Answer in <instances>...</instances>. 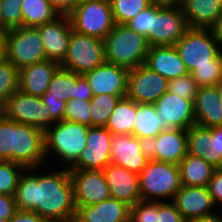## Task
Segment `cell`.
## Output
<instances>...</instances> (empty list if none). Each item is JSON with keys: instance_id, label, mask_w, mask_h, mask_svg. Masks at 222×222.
Here are the masks:
<instances>
[{"instance_id": "obj_1", "label": "cell", "mask_w": 222, "mask_h": 222, "mask_svg": "<svg viewBox=\"0 0 222 222\" xmlns=\"http://www.w3.org/2000/svg\"><path fill=\"white\" fill-rule=\"evenodd\" d=\"M37 170L29 168L20 175L15 194L17 209L34 211L47 221L75 219L77 208L69 169L43 175L31 173ZM28 171L30 175L25 174Z\"/></svg>"}, {"instance_id": "obj_2", "label": "cell", "mask_w": 222, "mask_h": 222, "mask_svg": "<svg viewBox=\"0 0 222 222\" xmlns=\"http://www.w3.org/2000/svg\"><path fill=\"white\" fill-rule=\"evenodd\" d=\"M105 60L128 70L143 65L149 51L147 38L124 24H116L104 39Z\"/></svg>"}, {"instance_id": "obj_3", "label": "cell", "mask_w": 222, "mask_h": 222, "mask_svg": "<svg viewBox=\"0 0 222 222\" xmlns=\"http://www.w3.org/2000/svg\"><path fill=\"white\" fill-rule=\"evenodd\" d=\"M138 175L143 201L166 202V198L172 201L182 186L177 164L149 159Z\"/></svg>"}, {"instance_id": "obj_4", "label": "cell", "mask_w": 222, "mask_h": 222, "mask_svg": "<svg viewBox=\"0 0 222 222\" xmlns=\"http://www.w3.org/2000/svg\"><path fill=\"white\" fill-rule=\"evenodd\" d=\"M44 131L45 155L53 151L69 168L86 147V137L89 127L69 121H59ZM50 152V153H49Z\"/></svg>"}, {"instance_id": "obj_5", "label": "cell", "mask_w": 222, "mask_h": 222, "mask_svg": "<svg viewBox=\"0 0 222 222\" xmlns=\"http://www.w3.org/2000/svg\"><path fill=\"white\" fill-rule=\"evenodd\" d=\"M174 46L189 73L199 66L214 65V58L222 49L210 29L200 28H188Z\"/></svg>"}, {"instance_id": "obj_6", "label": "cell", "mask_w": 222, "mask_h": 222, "mask_svg": "<svg viewBox=\"0 0 222 222\" xmlns=\"http://www.w3.org/2000/svg\"><path fill=\"white\" fill-rule=\"evenodd\" d=\"M69 18L75 32L105 39L116 25L110 0H94L76 5Z\"/></svg>"}, {"instance_id": "obj_7", "label": "cell", "mask_w": 222, "mask_h": 222, "mask_svg": "<svg viewBox=\"0 0 222 222\" xmlns=\"http://www.w3.org/2000/svg\"><path fill=\"white\" fill-rule=\"evenodd\" d=\"M4 35L7 59L18 70L47 60L44 44L37 28L20 26L9 29Z\"/></svg>"}, {"instance_id": "obj_8", "label": "cell", "mask_w": 222, "mask_h": 222, "mask_svg": "<svg viewBox=\"0 0 222 222\" xmlns=\"http://www.w3.org/2000/svg\"><path fill=\"white\" fill-rule=\"evenodd\" d=\"M105 61L104 40L72 30L66 56L60 68L83 75Z\"/></svg>"}, {"instance_id": "obj_9", "label": "cell", "mask_w": 222, "mask_h": 222, "mask_svg": "<svg viewBox=\"0 0 222 222\" xmlns=\"http://www.w3.org/2000/svg\"><path fill=\"white\" fill-rule=\"evenodd\" d=\"M180 5L153 3L152 34L147 38L149 46H170L179 41L188 29Z\"/></svg>"}, {"instance_id": "obj_10", "label": "cell", "mask_w": 222, "mask_h": 222, "mask_svg": "<svg viewBox=\"0 0 222 222\" xmlns=\"http://www.w3.org/2000/svg\"><path fill=\"white\" fill-rule=\"evenodd\" d=\"M4 109L6 118L44 131L56 123L41 97L26 94L19 89L6 100Z\"/></svg>"}, {"instance_id": "obj_11", "label": "cell", "mask_w": 222, "mask_h": 222, "mask_svg": "<svg viewBox=\"0 0 222 222\" xmlns=\"http://www.w3.org/2000/svg\"><path fill=\"white\" fill-rule=\"evenodd\" d=\"M44 130L15 122L12 162L29 168H39L46 161Z\"/></svg>"}, {"instance_id": "obj_12", "label": "cell", "mask_w": 222, "mask_h": 222, "mask_svg": "<svg viewBox=\"0 0 222 222\" xmlns=\"http://www.w3.org/2000/svg\"><path fill=\"white\" fill-rule=\"evenodd\" d=\"M112 133L106 127H89L86 147L68 168L74 170H103L111 163Z\"/></svg>"}, {"instance_id": "obj_13", "label": "cell", "mask_w": 222, "mask_h": 222, "mask_svg": "<svg viewBox=\"0 0 222 222\" xmlns=\"http://www.w3.org/2000/svg\"><path fill=\"white\" fill-rule=\"evenodd\" d=\"M168 80L144 64L129 70L127 97L136 103L154 104L168 91Z\"/></svg>"}, {"instance_id": "obj_14", "label": "cell", "mask_w": 222, "mask_h": 222, "mask_svg": "<svg viewBox=\"0 0 222 222\" xmlns=\"http://www.w3.org/2000/svg\"><path fill=\"white\" fill-rule=\"evenodd\" d=\"M111 163L139 174L149 160L147 143L132 134H112Z\"/></svg>"}, {"instance_id": "obj_15", "label": "cell", "mask_w": 222, "mask_h": 222, "mask_svg": "<svg viewBox=\"0 0 222 222\" xmlns=\"http://www.w3.org/2000/svg\"><path fill=\"white\" fill-rule=\"evenodd\" d=\"M76 206H88L110 197L103 170L69 169Z\"/></svg>"}, {"instance_id": "obj_16", "label": "cell", "mask_w": 222, "mask_h": 222, "mask_svg": "<svg viewBox=\"0 0 222 222\" xmlns=\"http://www.w3.org/2000/svg\"><path fill=\"white\" fill-rule=\"evenodd\" d=\"M129 70L105 61L95 69L84 73L93 96L108 94L127 96Z\"/></svg>"}, {"instance_id": "obj_17", "label": "cell", "mask_w": 222, "mask_h": 222, "mask_svg": "<svg viewBox=\"0 0 222 222\" xmlns=\"http://www.w3.org/2000/svg\"><path fill=\"white\" fill-rule=\"evenodd\" d=\"M147 148L149 159L178 165L187 154V130L164 129L147 144Z\"/></svg>"}, {"instance_id": "obj_18", "label": "cell", "mask_w": 222, "mask_h": 222, "mask_svg": "<svg viewBox=\"0 0 222 222\" xmlns=\"http://www.w3.org/2000/svg\"><path fill=\"white\" fill-rule=\"evenodd\" d=\"M44 44L46 59L63 62L73 30L69 15H59L54 20L36 27Z\"/></svg>"}, {"instance_id": "obj_19", "label": "cell", "mask_w": 222, "mask_h": 222, "mask_svg": "<svg viewBox=\"0 0 222 222\" xmlns=\"http://www.w3.org/2000/svg\"><path fill=\"white\" fill-rule=\"evenodd\" d=\"M172 202L185 222H193L215 213V204L208 187L182 185Z\"/></svg>"}, {"instance_id": "obj_20", "label": "cell", "mask_w": 222, "mask_h": 222, "mask_svg": "<svg viewBox=\"0 0 222 222\" xmlns=\"http://www.w3.org/2000/svg\"><path fill=\"white\" fill-rule=\"evenodd\" d=\"M103 174L110 190V197L131 207L141 200L138 174L113 163L103 169Z\"/></svg>"}, {"instance_id": "obj_21", "label": "cell", "mask_w": 222, "mask_h": 222, "mask_svg": "<svg viewBox=\"0 0 222 222\" xmlns=\"http://www.w3.org/2000/svg\"><path fill=\"white\" fill-rule=\"evenodd\" d=\"M170 128L189 129L195 124L194 101L166 92L154 103Z\"/></svg>"}, {"instance_id": "obj_22", "label": "cell", "mask_w": 222, "mask_h": 222, "mask_svg": "<svg viewBox=\"0 0 222 222\" xmlns=\"http://www.w3.org/2000/svg\"><path fill=\"white\" fill-rule=\"evenodd\" d=\"M76 208V222H127L131 215V206L112 197Z\"/></svg>"}, {"instance_id": "obj_23", "label": "cell", "mask_w": 222, "mask_h": 222, "mask_svg": "<svg viewBox=\"0 0 222 222\" xmlns=\"http://www.w3.org/2000/svg\"><path fill=\"white\" fill-rule=\"evenodd\" d=\"M144 65L168 81L189 73L174 45L149 47Z\"/></svg>"}, {"instance_id": "obj_24", "label": "cell", "mask_w": 222, "mask_h": 222, "mask_svg": "<svg viewBox=\"0 0 222 222\" xmlns=\"http://www.w3.org/2000/svg\"><path fill=\"white\" fill-rule=\"evenodd\" d=\"M59 68L60 64L51 60L24 66L19 69L18 89L26 94L41 97Z\"/></svg>"}, {"instance_id": "obj_25", "label": "cell", "mask_w": 222, "mask_h": 222, "mask_svg": "<svg viewBox=\"0 0 222 222\" xmlns=\"http://www.w3.org/2000/svg\"><path fill=\"white\" fill-rule=\"evenodd\" d=\"M195 124L213 128L222 126V100L216 86L200 87L194 100Z\"/></svg>"}, {"instance_id": "obj_26", "label": "cell", "mask_w": 222, "mask_h": 222, "mask_svg": "<svg viewBox=\"0 0 222 222\" xmlns=\"http://www.w3.org/2000/svg\"><path fill=\"white\" fill-rule=\"evenodd\" d=\"M180 6L189 28L210 29L222 13L219 0H184Z\"/></svg>"}, {"instance_id": "obj_27", "label": "cell", "mask_w": 222, "mask_h": 222, "mask_svg": "<svg viewBox=\"0 0 222 222\" xmlns=\"http://www.w3.org/2000/svg\"><path fill=\"white\" fill-rule=\"evenodd\" d=\"M187 154L222 168V157H215L214 135L208 127L194 124L187 129Z\"/></svg>"}, {"instance_id": "obj_28", "label": "cell", "mask_w": 222, "mask_h": 222, "mask_svg": "<svg viewBox=\"0 0 222 222\" xmlns=\"http://www.w3.org/2000/svg\"><path fill=\"white\" fill-rule=\"evenodd\" d=\"M169 128L165 119L157 113L154 104L137 103V113L132 135L148 144L162 130Z\"/></svg>"}, {"instance_id": "obj_29", "label": "cell", "mask_w": 222, "mask_h": 222, "mask_svg": "<svg viewBox=\"0 0 222 222\" xmlns=\"http://www.w3.org/2000/svg\"><path fill=\"white\" fill-rule=\"evenodd\" d=\"M181 184L185 186L207 187L216 168L202 158L190 154L178 164Z\"/></svg>"}, {"instance_id": "obj_30", "label": "cell", "mask_w": 222, "mask_h": 222, "mask_svg": "<svg viewBox=\"0 0 222 222\" xmlns=\"http://www.w3.org/2000/svg\"><path fill=\"white\" fill-rule=\"evenodd\" d=\"M137 113V103L128 97L121 98L109 116L106 128L112 134H132Z\"/></svg>"}, {"instance_id": "obj_31", "label": "cell", "mask_w": 222, "mask_h": 222, "mask_svg": "<svg viewBox=\"0 0 222 222\" xmlns=\"http://www.w3.org/2000/svg\"><path fill=\"white\" fill-rule=\"evenodd\" d=\"M21 11L23 27L36 28L59 16L48 0H23Z\"/></svg>"}, {"instance_id": "obj_32", "label": "cell", "mask_w": 222, "mask_h": 222, "mask_svg": "<svg viewBox=\"0 0 222 222\" xmlns=\"http://www.w3.org/2000/svg\"><path fill=\"white\" fill-rule=\"evenodd\" d=\"M76 73L59 68L52 76L47 91L41 97H55L62 101L75 98Z\"/></svg>"}, {"instance_id": "obj_33", "label": "cell", "mask_w": 222, "mask_h": 222, "mask_svg": "<svg viewBox=\"0 0 222 222\" xmlns=\"http://www.w3.org/2000/svg\"><path fill=\"white\" fill-rule=\"evenodd\" d=\"M127 96H115L101 94L93 96L91 101V127H105L109 116L121 98Z\"/></svg>"}, {"instance_id": "obj_34", "label": "cell", "mask_w": 222, "mask_h": 222, "mask_svg": "<svg viewBox=\"0 0 222 222\" xmlns=\"http://www.w3.org/2000/svg\"><path fill=\"white\" fill-rule=\"evenodd\" d=\"M156 0H110L115 24L126 25L141 11L147 9Z\"/></svg>"}, {"instance_id": "obj_35", "label": "cell", "mask_w": 222, "mask_h": 222, "mask_svg": "<svg viewBox=\"0 0 222 222\" xmlns=\"http://www.w3.org/2000/svg\"><path fill=\"white\" fill-rule=\"evenodd\" d=\"M26 168L11 161H0V194L15 196L20 175Z\"/></svg>"}, {"instance_id": "obj_36", "label": "cell", "mask_w": 222, "mask_h": 222, "mask_svg": "<svg viewBox=\"0 0 222 222\" xmlns=\"http://www.w3.org/2000/svg\"><path fill=\"white\" fill-rule=\"evenodd\" d=\"M19 70L6 59L0 63V105L18 90Z\"/></svg>"}, {"instance_id": "obj_37", "label": "cell", "mask_w": 222, "mask_h": 222, "mask_svg": "<svg viewBox=\"0 0 222 222\" xmlns=\"http://www.w3.org/2000/svg\"><path fill=\"white\" fill-rule=\"evenodd\" d=\"M190 74L199 88L216 86L222 80V51L214 58V65L199 66Z\"/></svg>"}, {"instance_id": "obj_38", "label": "cell", "mask_w": 222, "mask_h": 222, "mask_svg": "<svg viewBox=\"0 0 222 222\" xmlns=\"http://www.w3.org/2000/svg\"><path fill=\"white\" fill-rule=\"evenodd\" d=\"M64 120L91 127V101L76 98L67 100Z\"/></svg>"}, {"instance_id": "obj_39", "label": "cell", "mask_w": 222, "mask_h": 222, "mask_svg": "<svg viewBox=\"0 0 222 222\" xmlns=\"http://www.w3.org/2000/svg\"><path fill=\"white\" fill-rule=\"evenodd\" d=\"M15 140V121L4 117L0 122V161L12 162Z\"/></svg>"}, {"instance_id": "obj_40", "label": "cell", "mask_w": 222, "mask_h": 222, "mask_svg": "<svg viewBox=\"0 0 222 222\" xmlns=\"http://www.w3.org/2000/svg\"><path fill=\"white\" fill-rule=\"evenodd\" d=\"M198 89L199 87L190 73L176 79L169 80L168 82V92L173 93L183 99L194 101Z\"/></svg>"}, {"instance_id": "obj_41", "label": "cell", "mask_w": 222, "mask_h": 222, "mask_svg": "<svg viewBox=\"0 0 222 222\" xmlns=\"http://www.w3.org/2000/svg\"><path fill=\"white\" fill-rule=\"evenodd\" d=\"M23 0H2L4 33L9 29L22 26L21 4Z\"/></svg>"}, {"instance_id": "obj_42", "label": "cell", "mask_w": 222, "mask_h": 222, "mask_svg": "<svg viewBox=\"0 0 222 222\" xmlns=\"http://www.w3.org/2000/svg\"><path fill=\"white\" fill-rule=\"evenodd\" d=\"M130 217L135 222H157V202L137 201L131 207Z\"/></svg>"}, {"instance_id": "obj_43", "label": "cell", "mask_w": 222, "mask_h": 222, "mask_svg": "<svg viewBox=\"0 0 222 222\" xmlns=\"http://www.w3.org/2000/svg\"><path fill=\"white\" fill-rule=\"evenodd\" d=\"M153 4L132 18L126 26L148 38L152 34Z\"/></svg>"}, {"instance_id": "obj_44", "label": "cell", "mask_w": 222, "mask_h": 222, "mask_svg": "<svg viewBox=\"0 0 222 222\" xmlns=\"http://www.w3.org/2000/svg\"><path fill=\"white\" fill-rule=\"evenodd\" d=\"M157 222H185L175 204L170 201L157 202Z\"/></svg>"}, {"instance_id": "obj_45", "label": "cell", "mask_w": 222, "mask_h": 222, "mask_svg": "<svg viewBox=\"0 0 222 222\" xmlns=\"http://www.w3.org/2000/svg\"><path fill=\"white\" fill-rule=\"evenodd\" d=\"M207 187L215 206L222 205V168H216Z\"/></svg>"}, {"instance_id": "obj_46", "label": "cell", "mask_w": 222, "mask_h": 222, "mask_svg": "<svg viewBox=\"0 0 222 222\" xmlns=\"http://www.w3.org/2000/svg\"><path fill=\"white\" fill-rule=\"evenodd\" d=\"M41 99L43 103L49 108V113L56 122L64 120L66 101L59 100L55 97H41Z\"/></svg>"}, {"instance_id": "obj_47", "label": "cell", "mask_w": 222, "mask_h": 222, "mask_svg": "<svg viewBox=\"0 0 222 222\" xmlns=\"http://www.w3.org/2000/svg\"><path fill=\"white\" fill-rule=\"evenodd\" d=\"M15 196L0 194V218L8 221L17 211Z\"/></svg>"}, {"instance_id": "obj_48", "label": "cell", "mask_w": 222, "mask_h": 222, "mask_svg": "<svg viewBox=\"0 0 222 222\" xmlns=\"http://www.w3.org/2000/svg\"><path fill=\"white\" fill-rule=\"evenodd\" d=\"M93 97L91 87L82 74H76L75 98L80 100H91Z\"/></svg>"}, {"instance_id": "obj_49", "label": "cell", "mask_w": 222, "mask_h": 222, "mask_svg": "<svg viewBox=\"0 0 222 222\" xmlns=\"http://www.w3.org/2000/svg\"><path fill=\"white\" fill-rule=\"evenodd\" d=\"M7 222H47L34 211L17 210Z\"/></svg>"}, {"instance_id": "obj_50", "label": "cell", "mask_w": 222, "mask_h": 222, "mask_svg": "<svg viewBox=\"0 0 222 222\" xmlns=\"http://www.w3.org/2000/svg\"><path fill=\"white\" fill-rule=\"evenodd\" d=\"M59 15H69L76 6V0H48Z\"/></svg>"}, {"instance_id": "obj_51", "label": "cell", "mask_w": 222, "mask_h": 222, "mask_svg": "<svg viewBox=\"0 0 222 222\" xmlns=\"http://www.w3.org/2000/svg\"><path fill=\"white\" fill-rule=\"evenodd\" d=\"M214 135L215 157H222V126L210 128Z\"/></svg>"}, {"instance_id": "obj_52", "label": "cell", "mask_w": 222, "mask_h": 222, "mask_svg": "<svg viewBox=\"0 0 222 222\" xmlns=\"http://www.w3.org/2000/svg\"><path fill=\"white\" fill-rule=\"evenodd\" d=\"M214 38L222 45V13L216 19L214 25L210 28Z\"/></svg>"}, {"instance_id": "obj_53", "label": "cell", "mask_w": 222, "mask_h": 222, "mask_svg": "<svg viewBox=\"0 0 222 222\" xmlns=\"http://www.w3.org/2000/svg\"><path fill=\"white\" fill-rule=\"evenodd\" d=\"M7 59L6 37L4 33H0V63Z\"/></svg>"}, {"instance_id": "obj_54", "label": "cell", "mask_w": 222, "mask_h": 222, "mask_svg": "<svg viewBox=\"0 0 222 222\" xmlns=\"http://www.w3.org/2000/svg\"><path fill=\"white\" fill-rule=\"evenodd\" d=\"M193 222H222V216L218 215L217 213H214L208 216H204Z\"/></svg>"}, {"instance_id": "obj_55", "label": "cell", "mask_w": 222, "mask_h": 222, "mask_svg": "<svg viewBox=\"0 0 222 222\" xmlns=\"http://www.w3.org/2000/svg\"><path fill=\"white\" fill-rule=\"evenodd\" d=\"M162 4L181 5L184 0H157Z\"/></svg>"}, {"instance_id": "obj_56", "label": "cell", "mask_w": 222, "mask_h": 222, "mask_svg": "<svg viewBox=\"0 0 222 222\" xmlns=\"http://www.w3.org/2000/svg\"><path fill=\"white\" fill-rule=\"evenodd\" d=\"M1 11H2V0H0V33H4V23Z\"/></svg>"}, {"instance_id": "obj_57", "label": "cell", "mask_w": 222, "mask_h": 222, "mask_svg": "<svg viewBox=\"0 0 222 222\" xmlns=\"http://www.w3.org/2000/svg\"><path fill=\"white\" fill-rule=\"evenodd\" d=\"M217 91H218V95L222 100V80L216 85Z\"/></svg>"}, {"instance_id": "obj_58", "label": "cell", "mask_w": 222, "mask_h": 222, "mask_svg": "<svg viewBox=\"0 0 222 222\" xmlns=\"http://www.w3.org/2000/svg\"><path fill=\"white\" fill-rule=\"evenodd\" d=\"M4 117H5L4 105H0V122L4 119Z\"/></svg>"}, {"instance_id": "obj_59", "label": "cell", "mask_w": 222, "mask_h": 222, "mask_svg": "<svg viewBox=\"0 0 222 222\" xmlns=\"http://www.w3.org/2000/svg\"><path fill=\"white\" fill-rule=\"evenodd\" d=\"M47 222H76L75 219H69V220H53V221H47Z\"/></svg>"}, {"instance_id": "obj_60", "label": "cell", "mask_w": 222, "mask_h": 222, "mask_svg": "<svg viewBox=\"0 0 222 222\" xmlns=\"http://www.w3.org/2000/svg\"><path fill=\"white\" fill-rule=\"evenodd\" d=\"M88 1H94V0H76V5L83 3V2H88Z\"/></svg>"}, {"instance_id": "obj_61", "label": "cell", "mask_w": 222, "mask_h": 222, "mask_svg": "<svg viewBox=\"0 0 222 222\" xmlns=\"http://www.w3.org/2000/svg\"><path fill=\"white\" fill-rule=\"evenodd\" d=\"M127 222H135V221L130 217Z\"/></svg>"}, {"instance_id": "obj_62", "label": "cell", "mask_w": 222, "mask_h": 222, "mask_svg": "<svg viewBox=\"0 0 222 222\" xmlns=\"http://www.w3.org/2000/svg\"><path fill=\"white\" fill-rule=\"evenodd\" d=\"M219 3H220V7L222 9V0H219Z\"/></svg>"}, {"instance_id": "obj_63", "label": "cell", "mask_w": 222, "mask_h": 222, "mask_svg": "<svg viewBox=\"0 0 222 222\" xmlns=\"http://www.w3.org/2000/svg\"><path fill=\"white\" fill-rule=\"evenodd\" d=\"M0 222H7L5 219L0 218Z\"/></svg>"}]
</instances>
